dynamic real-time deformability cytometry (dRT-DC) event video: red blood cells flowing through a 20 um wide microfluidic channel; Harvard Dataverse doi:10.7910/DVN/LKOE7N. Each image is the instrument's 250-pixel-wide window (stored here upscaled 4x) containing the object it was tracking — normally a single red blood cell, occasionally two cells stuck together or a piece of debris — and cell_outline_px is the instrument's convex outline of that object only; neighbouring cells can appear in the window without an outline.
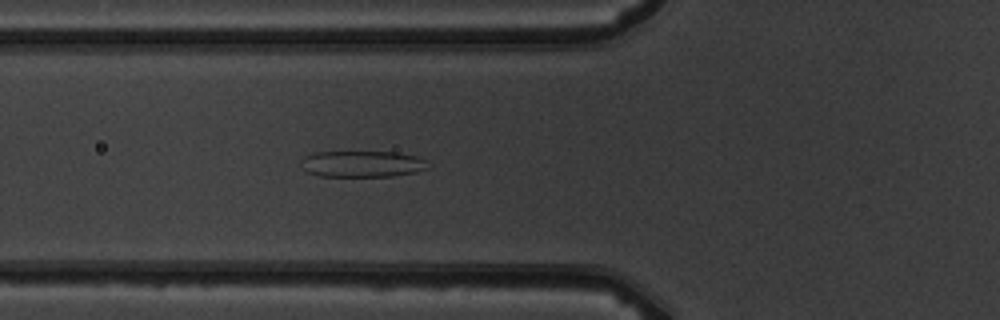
{"species": "common noctule bat (a hibernating species)", "species_latin": "Nyctalus noctula", "temperature_condition": "warm", "stored_images_in_passage": 6, "camera_frame_rate_fps": 3000, "um_per_image_px": 0.085, "animal": {"sex": "male", "body_mass_g": 19.5, "forearm_length_mm": 54.6}, "frame": {"image": 1, "passage_image": 6, "time_ms": 5.667, "image_size_px": [1000, 320], "cell_outline_px": [[432, 164], [428, 168], [416, 172], [392, 176], [320, 176], [308, 172], [300, 168], [304, 156], [316, 152], [396, 152], [416, 156]], "centroid_in_image_um": [30.8, 13.93], "position_along_channel_um": 95.0, "area_um2": 19.54}}